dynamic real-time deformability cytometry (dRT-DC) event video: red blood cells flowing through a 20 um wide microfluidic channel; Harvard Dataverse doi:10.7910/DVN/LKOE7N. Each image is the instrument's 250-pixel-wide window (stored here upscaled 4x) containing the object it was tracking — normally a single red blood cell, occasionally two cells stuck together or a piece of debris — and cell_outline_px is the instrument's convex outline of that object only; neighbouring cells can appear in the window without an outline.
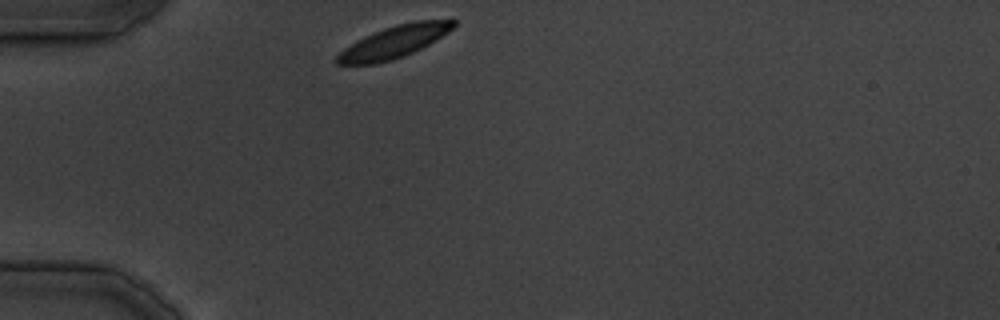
{"species": "common noctule bat (a hibernating species)", "species_latin": "Nyctalus noctula", "temperature_condition": "cold", "stored_images_in_passage": 5, "camera_frame_rate_fps": 3000, "um_per_image_px": 0.085, "animal": {"sex": "male", "body_mass_g": 19.5, "forearm_length_mm": 54.6}, "frame": {"image": 1, "passage_image": 1, "time_ms": 0.0, "image_size_px": [1000, 320], "cell_outline_px": [[456, 24], [448, 32], [428, 44], [404, 56], [392, 60], [372, 64], [336, 64], [336, 56], [344, 48], [356, 40], [364, 36], [384, 28], [396, 24], [416, 20], [456, 20]], "centroid_in_image_um": [33.47, 3.55], "position_along_channel_um": 51.5, "area_um2": 21.56}}